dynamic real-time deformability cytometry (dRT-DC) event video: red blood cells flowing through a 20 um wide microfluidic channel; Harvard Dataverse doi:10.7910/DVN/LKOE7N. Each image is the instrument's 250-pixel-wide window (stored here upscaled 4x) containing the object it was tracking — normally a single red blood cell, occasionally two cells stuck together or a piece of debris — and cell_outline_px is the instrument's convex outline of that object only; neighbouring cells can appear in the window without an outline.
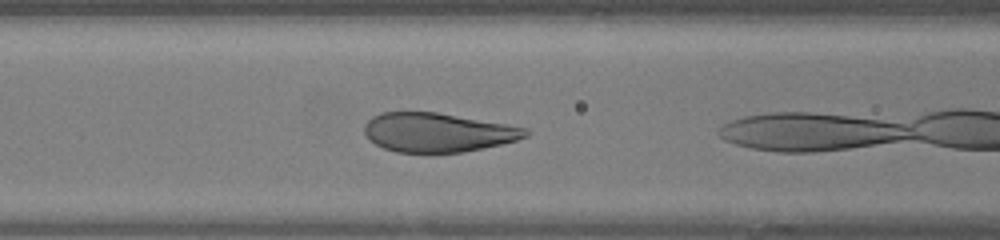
{"species": "human", "species_latin": "Homo sapiens", "temperature_condition": "warm", "stored_images_in_passage": 5, "camera_frame_rate_fps": 3000, "um_per_image_px": 0.085, "donor": {"sex": "female"}, "frame": {"image": 1, "passage_image": 4, "time_ms": 1.0, "image_size_px": [1000, 240], "cell_outline_px": [[532, 132], [528, 136], [516, 140], [500, 144], [460, 152], [396, 152], [384, 148], [368, 140], [364, 132], [364, 124], [372, 116], [380, 112], [436, 112], [528, 128]], "centroid_in_image_um": [37.17, 11.25], "position_along_channel_um": 129.4, "area_um2": 36.53}}